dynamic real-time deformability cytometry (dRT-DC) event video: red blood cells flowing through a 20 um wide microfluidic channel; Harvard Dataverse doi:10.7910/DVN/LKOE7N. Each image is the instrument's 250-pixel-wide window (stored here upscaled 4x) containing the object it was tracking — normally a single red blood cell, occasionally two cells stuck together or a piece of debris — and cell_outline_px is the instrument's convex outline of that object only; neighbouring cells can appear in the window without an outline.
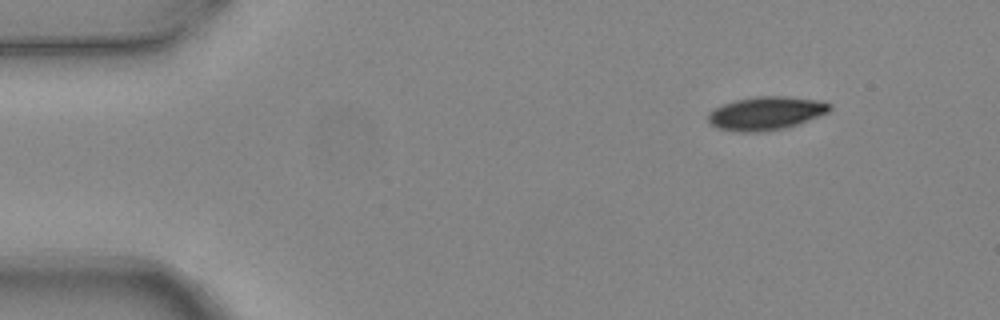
{"species": "common noctule bat (a hibernating species)", "species_latin": "Nyctalus noctula", "temperature_condition": "warm", "stored_images_in_passage": 3, "camera_frame_rate_fps": 3000, "um_per_image_px": 0.085, "animal": {"sex": "female", "body_mass_g": 24.6, "forearm_length_mm": 56.2}, "frame": {"image": 1, "passage_image": 1, "time_ms": 0.0, "image_size_px": [1000, 320], "cell_outline_px": [[832, 108], [828, 112], [808, 120], [784, 128], [760, 132], [740, 132], [716, 128], [708, 120], [708, 112], [724, 104], [736, 100], [756, 96], [784, 96], [824, 100], [832, 104]], "centroid_in_image_um": [65.14, 9.62], "position_along_channel_um": 19.9, "area_um2": 23.64}}
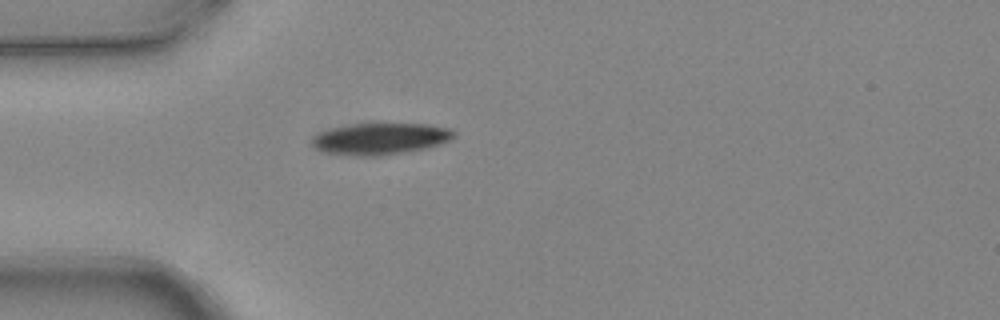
{"frame": {"image": 2, "passage_image": 3, "time_ms": 0.667, "image_size_px": [1000, 320], "cell_outline_px": [[456, 136], [452, 140], [428, 148], [376, 156], [360, 156], [324, 152], [316, 148], [312, 144], [312, 136], [320, 132], [332, 128], [352, 124], [424, 124], [452, 128], [456, 132]], "centroid_in_image_um": [32.38, 11.79], "position_along_channel_um": 52.6, "area_um2": 26.07}}